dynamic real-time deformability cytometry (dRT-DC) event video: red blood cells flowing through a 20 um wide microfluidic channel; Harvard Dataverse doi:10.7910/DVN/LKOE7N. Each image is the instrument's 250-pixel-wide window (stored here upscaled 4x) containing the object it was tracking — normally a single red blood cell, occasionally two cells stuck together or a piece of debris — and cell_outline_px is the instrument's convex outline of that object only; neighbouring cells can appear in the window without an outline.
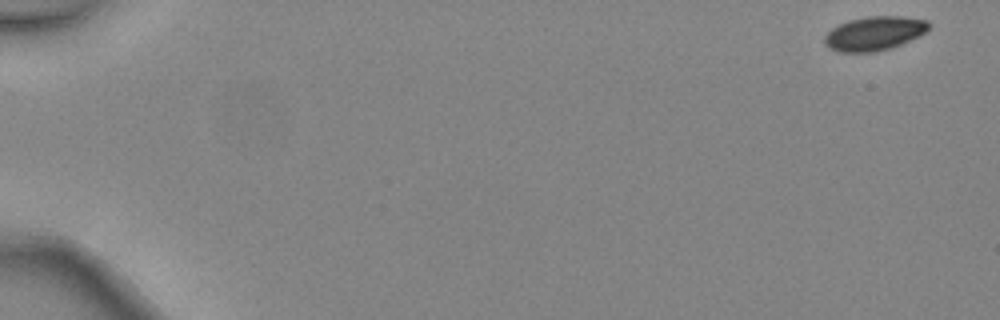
{"species": "common noctule bat (a hibernating species)", "species_latin": "Nyctalus noctula", "temperature_condition": "warm", "stored_images_in_passage": 4, "camera_frame_rate_fps": 3000, "um_per_image_px": 0.085, "animal": {"sex": "female", "body_mass_g": 24.6, "forearm_length_mm": 56.2}, "frame": {"image": 1, "passage_image": 1, "time_ms": 0.0, "image_size_px": [1000, 320], "cell_outline_px": [[932, 24], [928, 32], [892, 48], [872, 52], [840, 52], [828, 48], [824, 44], [824, 36], [832, 28], [848, 20], [868, 16], [900, 16], [928, 20]], "centroid_in_image_um": [74.35, 2.84], "position_along_channel_um": 10.7, "area_um2": 20.92}}
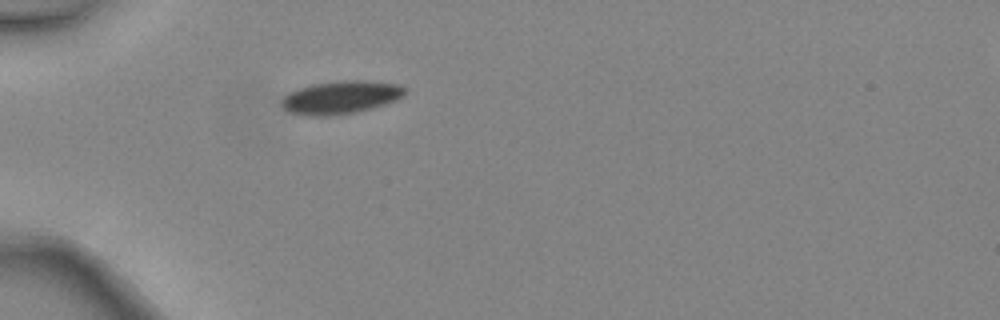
{"frame": {"image": 2, "passage_image": 4, "time_ms": 1.0, "image_size_px": [1000, 320], "cell_outline_px": [[408, 88], [404, 96], [396, 100], [384, 104], [356, 112], [332, 116], [304, 116], [288, 112], [280, 104], [280, 100], [288, 92], [312, 84], [344, 80], [364, 80], [400, 84]], "centroid_in_image_um": [28.96, 8.28], "position_along_channel_um": 56.0, "area_um2": 24.04}}